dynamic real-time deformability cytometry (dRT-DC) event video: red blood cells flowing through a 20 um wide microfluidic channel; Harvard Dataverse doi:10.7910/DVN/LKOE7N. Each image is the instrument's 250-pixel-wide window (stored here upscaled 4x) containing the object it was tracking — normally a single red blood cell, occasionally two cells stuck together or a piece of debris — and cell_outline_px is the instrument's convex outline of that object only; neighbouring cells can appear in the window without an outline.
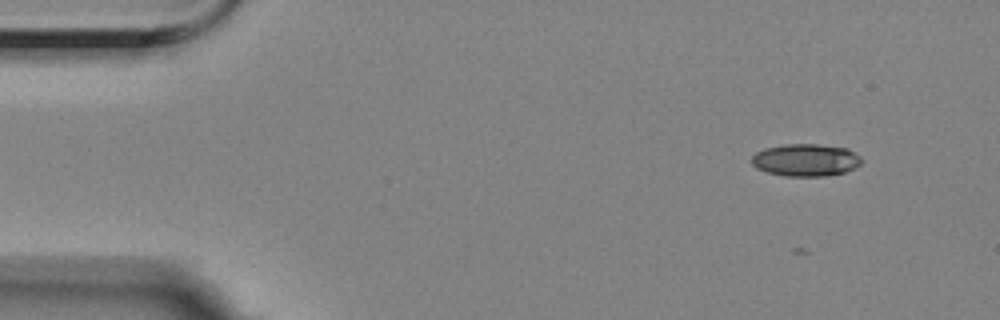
{"species": "Egyptian fruit bat (a non-hibernating species)", "species_latin": "Rousettus aegyptiacus", "temperature_condition": "room temperature", "stored_images_in_passage": 13, "camera_frame_rate_fps": 3000, "um_per_image_px": 0.085, "animal": {"sex": "female"}, "frame": {"image": 1, "passage_image": 1, "time_ms": 0.0, "image_size_px": [1000, 320], "cell_outline_px": [[864, 160], [856, 168], [844, 172], [824, 176], [788, 176], [768, 172], [756, 168], [752, 164], [752, 156], [756, 152], [764, 148], [784, 144], [816, 144], [848, 148], [860, 156]], "centroid_in_image_um": [68.51, 13.59], "position_along_channel_um": 16.5, "area_um2": 20.81}}
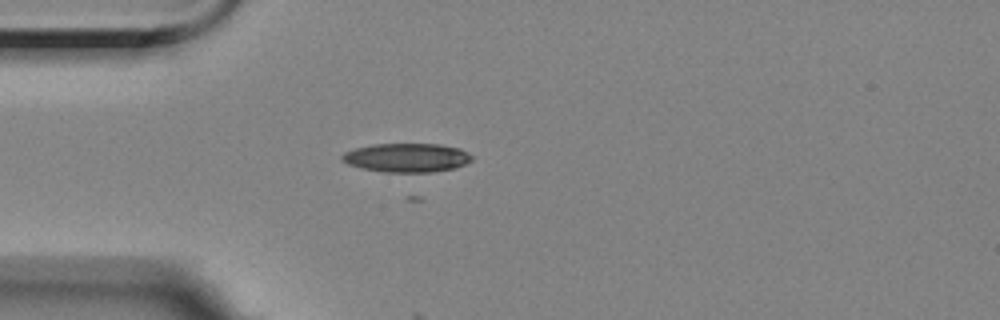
{"frame": {"image": 2, "passage_image": 11, "time_ms": 3.333, "image_size_px": [1000, 320], "cell_outline_px": [[472, 160], [456, 168], [432, 172], [384, 172], [364, 168], [348, 164], [340, 160], [340, 156], [344, 152], [356, 148], [372, 144], [440, 144], [460, 148], [468, 152], [472, 156]], "centroid_in_image_um": [34.58, 13.4], "position_along_channel_um": 50.4, "area_um2": 21.91}}